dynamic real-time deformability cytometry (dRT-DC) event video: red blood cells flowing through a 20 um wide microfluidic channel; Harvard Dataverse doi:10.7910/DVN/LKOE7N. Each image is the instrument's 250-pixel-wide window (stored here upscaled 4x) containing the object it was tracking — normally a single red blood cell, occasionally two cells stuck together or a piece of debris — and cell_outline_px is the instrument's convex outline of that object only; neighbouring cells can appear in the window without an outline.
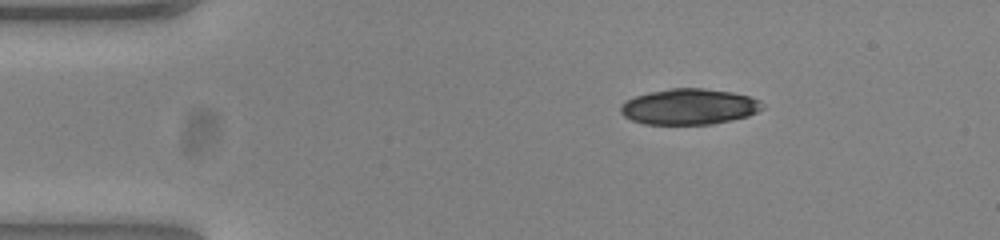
{"species": "common noctule bat (a hibernating species)", "species_latin": "Nyctalus noctula", "temperature_condition": "warm", "stored_images_in_passage": 30, "camera_frame_rate_fps": 3000, "um_per_image_px": 0.085, "animal": {"sex": "female", "body_mass_g": 23.0, "forearm_length_mm": 53.4}, "frame": {"image": 1, "passage_image": 1, "time_ms": 0.0, "image_size_px": [1000, 240], "cell_outline_px": [[764, 108], [748, 116], [732, 120], [712, 124], [644, 124], [632, 120], [624, 116], [620, 112], [620, 108], [628, 100], [636, 96], [648, 92], [668, 88], [704, 88], [732, 92], [748, 96], [760, 100], [764, 104]], "centroid_in_image_um": [58.61, 9.06], "position_along_channel_um": 26.4, "area_um2": 29.59}}